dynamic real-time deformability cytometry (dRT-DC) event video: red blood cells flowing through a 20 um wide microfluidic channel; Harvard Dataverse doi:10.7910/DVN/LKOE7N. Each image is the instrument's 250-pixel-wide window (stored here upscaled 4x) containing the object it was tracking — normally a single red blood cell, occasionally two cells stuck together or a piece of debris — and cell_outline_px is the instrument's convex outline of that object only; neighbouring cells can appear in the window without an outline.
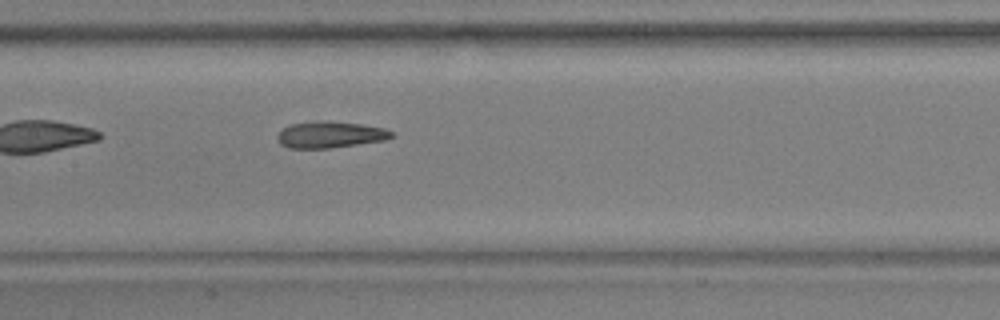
{"species": "common noctule bat (a hibernating species)", "species_latin": "Nyctalus noctula", "temperature_condition": "warm", "stored_images_in_passage": 33, "camera_frame_rate_fps": 3000, "um_per_image_px": 0.085, "animal": {"sex": "male", "body_mass_g": 17.9, "forearm_length_mm": 54.2}, "frame": {"image": 1, "passage_image": 10, "time_ms": 3.0, "image_size_px": [1000, 320], "cell_outline_px": [[396, 132], [392, 136], [384, 140], [328, 148], [288, 148], [280, 144], [276, 140], [276, 136], [284, 128], [292, 124], [324, 120], [360, 124], [384, 128]], "centroid_in_image_um": [28.04, 11.44], "position_along_channel_um": 179.4, "area_um2": 17.46}}
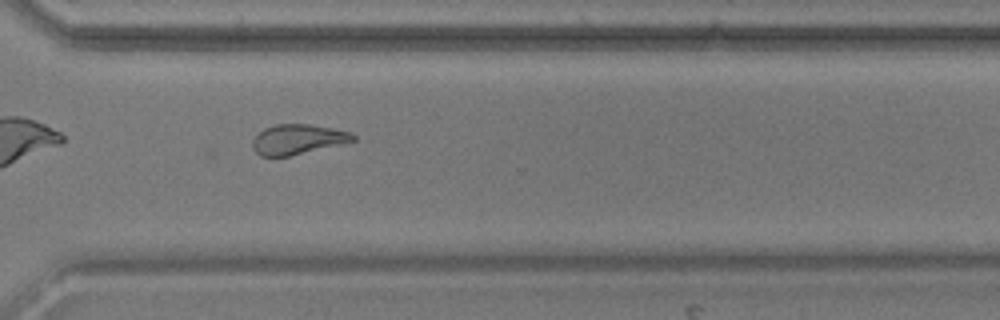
{"frame": {"image": 2, "passage_image": 23, "time_ms": 7.333, "image_size_px": [1000, 320], "cell_outline_px": [[356, 140], [340, 144], [288, 156], [260, 156], [252, 148], [252, 140], [264, 128], [276, 124], [312, 124], [352, 132], [356, 136]], "centroid_in_image_um": [25.3, 11.83], "position_along_channel_um": 345.3, "area_um2": 17.46}, "authors_computed_cell_mechanics": {"area_um2": 18.1492, "velocity_mm_per_s": 3.8355, "shape_relaxation_time_tau1_ms": null, "shape_relaxation_time_tau2_ms": 2.4747, "deformation_change_tau1": null, "deformation_change_tau2": 0.1186}}